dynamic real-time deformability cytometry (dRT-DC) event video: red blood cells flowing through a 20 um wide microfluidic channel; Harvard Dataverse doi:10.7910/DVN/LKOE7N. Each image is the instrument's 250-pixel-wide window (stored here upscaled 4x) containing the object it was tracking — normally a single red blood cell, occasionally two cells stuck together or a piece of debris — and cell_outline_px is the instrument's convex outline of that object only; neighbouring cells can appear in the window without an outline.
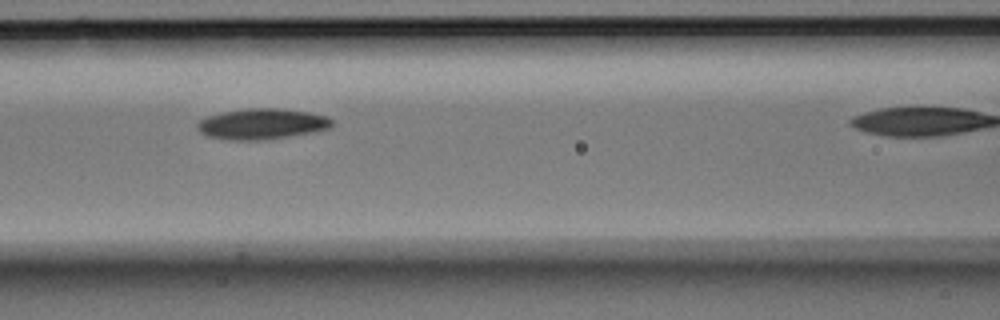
{"species": "Egyptian fruit bat (a non-hibernating species)", "species_latin": "Rousettus aegyptiacus", "temperature_condition": "room temperature", "stored_images_in_passage": 7, "camera_frame_rate_fps": 3000, "um_per_image_px": 0.085, "animal": {"sex": "male"}, "frame": {"image": 1, "passage_image": 5, "time_ms": 1.333, "image_size_px": [1000, 320], "cell_outline_px": [[332, 128], [312, 132], [264, 140], [232, 140], [208, 136], [200, 132], [196, 128], [196, 124], [200, 120], [208, 116], [220, 112], [244, 108], [280, 108], [308, 112], [324, 116], [332, 120]], "centroid_in_image_um": [22.23, 10.53], "position_along_channel_um": 144.4, "area_um2": 24.1}}
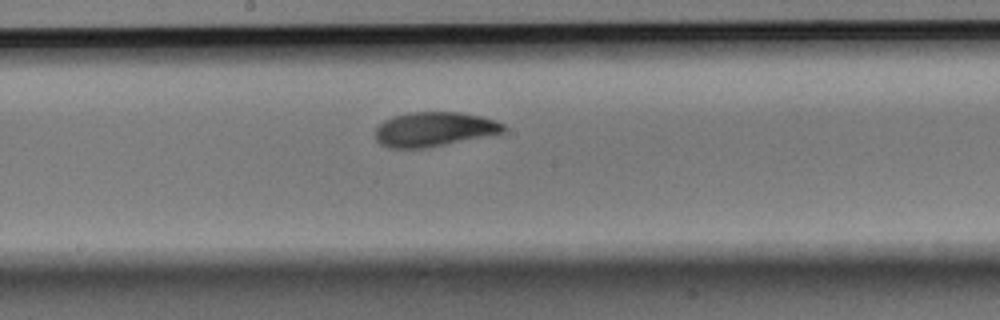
{"frame": {"image": 2, "passage_image": 7, "time_ms": 2.0, "image_size_px": [1000, 320], "cell_outline_px": [[504, 132], [424, 148], [388, 148], [380, 144], [376, 140], [376, 128], [384, 120], [392, 116], [408, 112], [460, 112], [480, 116], [504, 124]], "centroid_in_image_um": [36.83, 10.98], "position_along_channel_um": 211.4, "area_um2": 25.43}}